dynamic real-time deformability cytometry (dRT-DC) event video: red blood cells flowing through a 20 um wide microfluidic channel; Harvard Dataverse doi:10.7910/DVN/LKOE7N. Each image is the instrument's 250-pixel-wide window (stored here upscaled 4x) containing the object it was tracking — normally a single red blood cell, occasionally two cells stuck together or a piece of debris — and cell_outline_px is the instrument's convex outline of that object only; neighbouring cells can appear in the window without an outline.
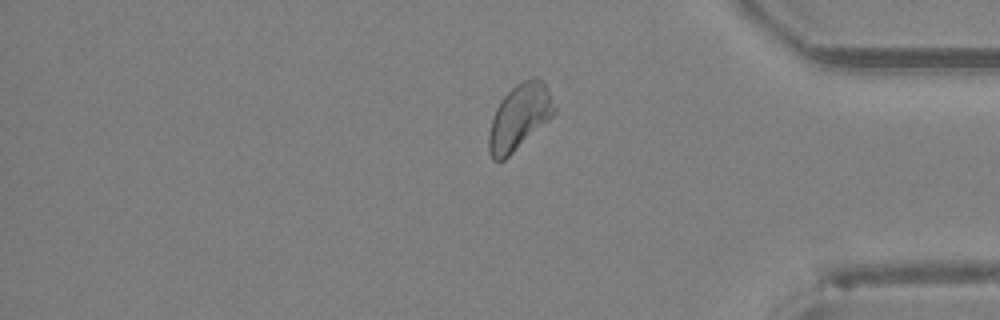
{"species": "Egyptian fruit bat (a non-hibernating species)", "species_latin": "Rousettus aegyptiacus", "temperature_condition": "room temperature", "stored_images_in_passage": 39, "camera_frame_rate_fps": 3000, "um_per_image_px": 0.085, "animal": {"sex": "female"}, "frame": {"image": 1, "passage_image": 39, "time_ms": 12.667, "image_size_px": [1000, 320], "cell_outline_px": [[556, 112], [548, 120], [504, 160], [492, 160], [488, 152], [488, 132], [496, 108], [500, 100], [520, 80], [532, 76], [536, 76], [544, 84], [556, 108]], "centroid_in_image_um": [44.11, 9.94], "position_along_channel_um": 391.1, "area_um2": 24.74}}